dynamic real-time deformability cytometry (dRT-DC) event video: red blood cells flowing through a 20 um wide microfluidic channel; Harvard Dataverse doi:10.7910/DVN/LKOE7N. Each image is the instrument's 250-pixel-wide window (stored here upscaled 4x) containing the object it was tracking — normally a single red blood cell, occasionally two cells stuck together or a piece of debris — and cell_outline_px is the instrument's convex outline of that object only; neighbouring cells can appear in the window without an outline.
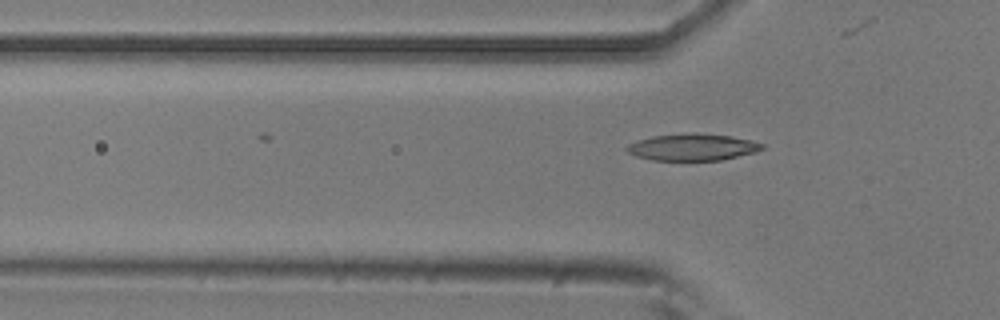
{"species": "common noctule bat (a hibernating species)", "species_latin": "Nyctalus noctula", "temperature_condition": "room temperature", "stored_images_in_passage": 5, "camera_frame_rate_fps": 3000, "um_per_image_px": 0.085, "animal": {"sex": "male", "body_mass_g": 20.5, "forearm_length_mm": 52.5}, "frame": {"image": 1, "passage_image": 5, "time_ms": 1.333, "image_size_px": [1000, 320], "cell_outline_px": [[764, 148], [756, 152], [720, 160], [652, 160], [636, 156], [628, 152], [624, 148], [628, 144], [652, 136], [692, 132], [728, 136], [752, 140], [764, 144]], "centroid_in_image_um": [58.86, 12.5], "position_along_channel_um": 66.9, "area_um2": 21.04}}